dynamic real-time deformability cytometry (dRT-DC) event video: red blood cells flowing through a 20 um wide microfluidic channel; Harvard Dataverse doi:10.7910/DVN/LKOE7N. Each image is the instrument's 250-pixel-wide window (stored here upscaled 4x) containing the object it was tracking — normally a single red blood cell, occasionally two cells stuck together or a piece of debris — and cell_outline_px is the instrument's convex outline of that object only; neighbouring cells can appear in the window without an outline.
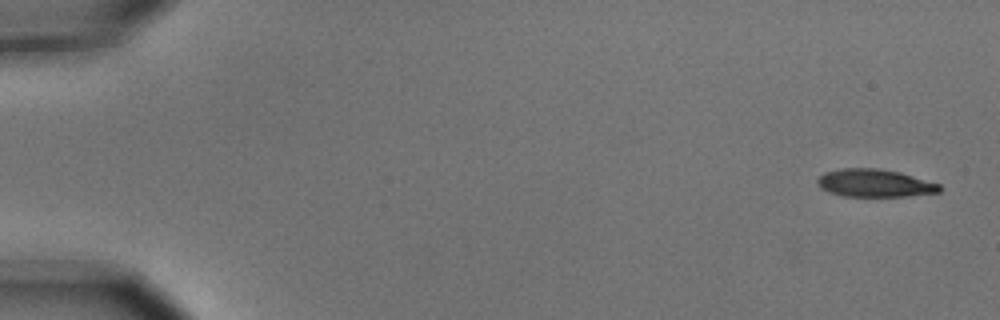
{"species": "common noctule bat (a hibernating species)", "species_latin": "Nyctalus noctula", "temperature_condition": "cold", "stored_images_in_passage": 4, "camera_frame_rate_fps": 3000, "um_per_image_px": 0.085, "animal": {"sex": "male", "body_mass_g": 15.6}, "frame": {"image": 1, "passage_image": 1, "time_ms": 0.0, "image_size_px": [1000, 320], "cell_outline_px": [[944, 188], [940, 192], [908, 196], [844, 196], [828, 192], [820, 188], [816, 184], [816, 180], [824, 172], [840, 168], [880, 168], [900, 172], [940, 184]], "centroid_in_image_um": [74.34, 15.56], "position_along_channel_um": 10.7, "area_um2": 20.0}}
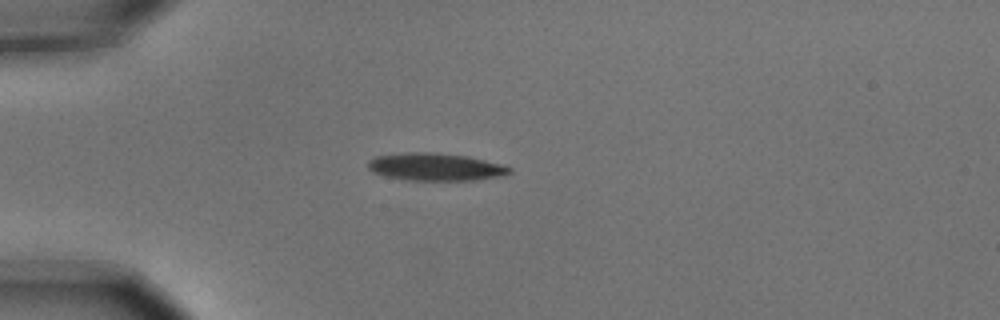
{"frame": {"image": 2, "passage_image": 4, "time_ms": 1.0, "image_size_px": [1000, 320], "cell_outline_px": [[512, 172], [504, 176], [476, 180], [408, 180], [384, 176], [372, 172], [368, 168], [368, 160], [376, 156], [408, 152], [432, 152], [468, 156], [504, 164], [512, 168]], "centroid_in_image_um": [37.05, 14.19], "position_along_channel_um": 47.9, "area_um2": 23.0}}